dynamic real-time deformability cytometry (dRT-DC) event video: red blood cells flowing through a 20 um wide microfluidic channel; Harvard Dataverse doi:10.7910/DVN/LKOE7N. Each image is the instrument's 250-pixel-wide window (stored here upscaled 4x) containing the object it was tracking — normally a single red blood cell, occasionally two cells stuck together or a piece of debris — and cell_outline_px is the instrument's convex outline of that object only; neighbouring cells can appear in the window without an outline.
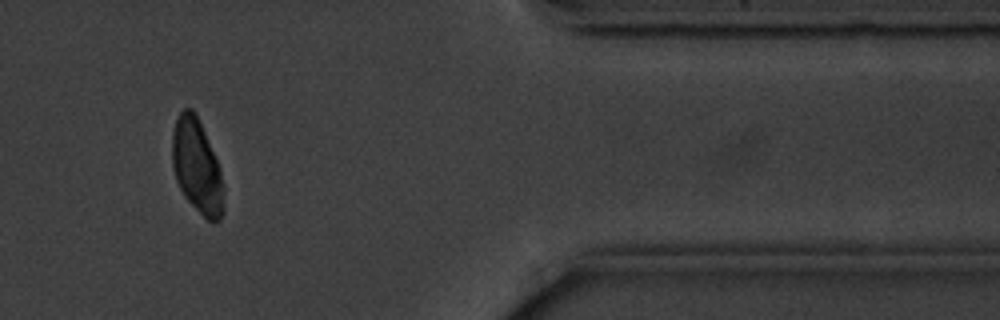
{"species": "common noctule bat (a hibernating species)", "species_latin": "Nyctalus noctula", "temperature_condition": "cold", "stored_images_in_passage": 14, "camera_frame_rate_fps": 3000, "um_per_image_px": 0.085, "animal": {"sex": "male", "body_mass_g": 20.1, "forearm_length_mm": 53.5}, "frame": {"image": 1, "passage_image": 12, "time_ms": 14.667, "image_size_px": [1000, 320], "cell_outline_px": [[224, 212], [220, 220], [208, 220], [184, 196], [176, 180], [172, 168], [172, 132], [176, 120], [180, 112], [184, 108], [192, 108], [196, 112], [216, 160], [220, 172], [224, 188]], "centroid_in_image_um": [16.73, 14.13], "position_along_channel_um": 394.7, "area_um2": 28.03}}
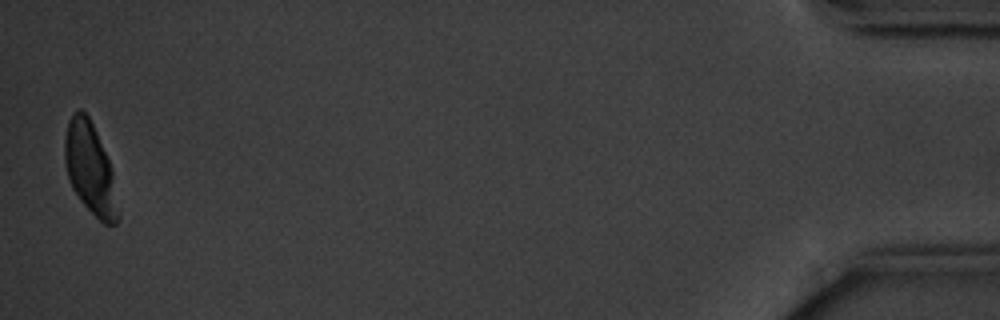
{"frame": {"image": 2, "passage_image": 14, "time_ms": 17.333, "image_size_px": [1000, 320], "cell_outline_px": [[120, 216], [116, 224], [104, 224], [80, 200], [72, 188], [64, 164], [64, 140], [68, 120], [80, 108], [88, 116], [96, 132], [108, 160], [112, 172]], "centroid_in_image_um": [7.64, 14.36], "position_along_channel_um": 427.6, "area_um2": 27.98}}